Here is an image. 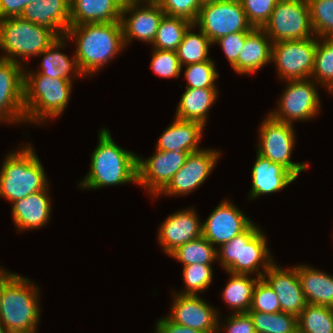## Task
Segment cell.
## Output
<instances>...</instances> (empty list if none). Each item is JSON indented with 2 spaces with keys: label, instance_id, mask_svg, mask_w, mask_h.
<instances>
[{
  "label": "cell",
  "instance_id": "cell-1",
  "mask_svg": "<svg viewBox=\"0 0 333 333\" xmlns=\"http://www.w3.org/2000/svg\"><path fill=\"white\" fill-rule=\"evenodd\" d=\"M65 37L76 42L74 55L84 77L92 76L125 48L120 21L69 26Z\"/></svg>",
  "mask_w": 333,
  "mask_h": 333
},
{
  "label": "cell",
  "instance_id": "cell-2",
  "mask_svg": "<svg viewBox=\"0 0 333 333\" xmlns=\"http://www.w3.org/2000/svg\"><path fill=\"white\" fill-rule=\"evenodd\" d=\"M98 137V145L91 154L89 172L80 181V188L95 190L129 182L138 183V155L117 145L106 128L99 130Z\"/></svg>",
  "mask_w": 333,
  "mask_h": 333
},
{
  "label": "cell",
  "instance_id": "cell-3",
  "mask_svg": "<svg viewBox=\"0 0 333 333\" xmlns=\"http://www.w3.org/2000/svg\"><path fill=\"white\" fill-rule=\"evenodd\" d=\"M14 274L0 296V322L12 333H36L40 321L39 288L30 279Z\"/></svg>",
  "mask_w": 333,
  "mask_h": 333
},
{
  "label": "cell",
  "instance_id": "cell-4",
  "mask_svg": "<svg viewBox=\"0 0 333 333\" xmlns=\"http://www.w3.org/2000/svg\"><path fill=\"white\" fill-rule=\"evenodd\" d=\"M217 248V260L228 273L250 274L262 278L274 263L267 246L266 236L255 223L244 232ZM264 270L260 272V268Z\"/></svg>",
  "mask_w": 333,
  "mask_h": 333
},
{
  "label": "cell",
  "instance_id": "cell-5",
  "mask_svg": "<svg viewBox=\"0 0 333 333\" xmlns=\"http://www.w3.org/2000/svg\"><path fill=\"white\" fill-rule=\"evenodd\" d=\"M73 81L24 73V121L42 124L60 116L70 99Z\"/></svg>",
  "mask_w": 333,
  "mask_h": 333
},
{
  "label": "cell",
  "instance_id": "cell-6",
  "mask_svg": "<svg viewBox=\"0 0 333 333\" xmlns=\"http://www.w3.org/2000/svg\"><path fill=\"white\" fill-rule=\"evenodd\" d=\"M18 150L9 152L0 170V197L10 202L44 190L49 185L33 146L23 145Z\"/></svg>",
  "mask_w": 333,
  "mask_h": 333
},
{
  "label": "cell",
  "instance_id": "cell-7",
  "mask_svg": "<svg viewBox=\"0 0 333 333\" xmlns=\"http://www.w3.org/2000/svg\"><path fill=\"white\" fill-rule=\"evenodd\" d=\"M58 37L50 30L40 27L21 16L0 20V49L6 53L0 58L25 67L21 59L38 56ZM19 57V59H18Z\"/></svg>",
  "mask_w": 333,
  "mask_h": 333
},
{
  "label": "cell",
  "instance_id": "cell-8",
  "mask_svg": "<svg viewBox=\"0 0 333 333\" xmlns=\"http://www.w3.org/2000/svg\"><path fill=\"white\" fill-rule=\"evenodd\" d=\"M259 127L257 153L271 162L281 164L296 178L307 170V163L292 162V150L295 147V130L292 124L274 120L270 115Z\"/></svg>",
  "mask_w": 333,
  "mask_h": 333
},
{
  "label": "cell",
  "instance_id": "cell-9",
  "mask_svg": "<svg viewBox=\"0 0 333 333\" xmlns=\"http://www.w3.org/2000/svg\"><path fill=\"white\" fill-rule=\"evenodd\" d=\"M262 29L273 43L314 37L307 0H279Z\"/></svg>",
  "mask_w": 333,
  "mask_h": 333
},
{
  "label": "cell",
  "instance_id": "cell-10",
  "mask_svg": "<svg viewBox=\"0 0 333 333\" xmlns=\"http://www.w3.org/2000/svg\"><path fill=\"white\" fill-rule=\"evenodd\" d=\"M317 84L312 78L288 80L278 100V108L269 115L277 121L292 124L307 121L319 114L320 98Z\"/></svg>",
  "mask_w": 333,
  "mask_h": 333
},
{
  "label": "cell",
  "instance_id": "cell-11",
  "mask_svg": "<svg viewBox=\"0 0 333 333\" xmlns=\"http://www.w3.org/2000/svg\"><path fill=\"white\" fill-rule=\"evenodd\" d=\"M214 43L219 38L237 32H251L240 0H222L202 6L194 23Z\"/></svg>",
  "mask_w": 333,
  "mask_h": 333
},
{
  "label": "cell",
  "instance_id": "cell-12",
  "mask_svg": "<svg viewBox=\"0 0 333 333\" xmlns=\"http://www.w3.org/2000/svg\"><path fill=\"white\" fill-rule=\"evenodd\" d=\"M316 47L317 36L274 42L271 62L275 63L280 79L288 81L311 78Z\"/></svg>",
  "mask_w": 333,
  "mask_h": 333
},
{
  "label": "cell",
  "instance_id": "cell-13",
  "mask_svg": "<svg viewBox=\"0 0 333 333\" xmlns=\"http://www.w3.org/2000/svg\"><path fill=\"white\" fill-rule=\"evenodd\" d=\"M147 159L138 156V183L149 191L152 198L168 185L175 173L184 165L190 153L185 151H159Z\"/></svg>",
  "mask_w": 333,
  "mask_h": 333
},
{
  "label": "cell",
  "instance_id": "cell-14",
  "mask_svg": "<svg viewBox=\"0 0 333 333\" xmlns=\"http://www.w3.org/2000/svg\"><path fill=\"white\" fill-rule=\"evenodd\" d=\"M142 4L143 6L141 2H129L122 6L120 22L125 47L131 43L132 39L152 45L162 18L165 16L156 1L142 2Z\"/></svg>",
  "mask_w": 333,
  "mask_h": 333
},
{
  "label": "cell",
  "instance_id": "cell-15",
  "mask_svg": "<svg viewBox=\"0 0 333 333\" xmlns=\"http://www.w3.org/2000/svg\"><path fill=\"white\" fill-rule=\"evenodd\" d=\"M220 151L202 149L190 153L184 165L175 173L168 185L158 194L183 196L202 185L213 171Z\"/></svg>",
  "mask_w": 333,
  "mask_h": 333
},
{
  "label": "cell",
  "instance_id": "cell-16",
  "mask_svg": "<svg viewBox=\"0 0 333 333\" xmlns=\"http://www.w3.org/2000/svg\"><path fill=\"white\" fill-rule=\"evenodd\" d=\"M171 313L167 317L176 324L203 333H220L218 310L202 300L199 295H183L173 292ZM221 326V327H220Z\"/></svg>",
  "mask_w": 333,
  "mask_h": 333
},
{
  "label": "cell",
  "instance_id": "cell-17",
  "mask_svg": "<svg viewBox=\"0 0 333 333\" xmlns=\"http://www.w3.org/2000/svg\"><path fill=\"white\" fill-rule=\"evenodd\" d=\"M24 66L0 58V122L24 121Z\"/></svg>",
  "mask_w": 333,
  "mask_h": 333
},
{
  "label": "cell",
  "instance_id": "cell-18",
  "mask_svg": "<svg viewBox=\"0 0 333 333\" xmlns=\"http://www.w3.org/2000/svg\"><path fill=\"white\" fill-rule=\"evenodd\" d=\"M239 209L228 200L218 204L205 222L202 223V236L213 246L219 247L244 232L253 221Z\"/></svg>",
  "mask_w": 333,
  "mask_h": 333
},
{
  "label": "cell",
  "instance_id": "cell-19",
  "mask_svg": "<svg viewBox=\"0 0 333 333\" xmlns=\"http://www.w3.org/2000/svg\"><path fill=\"white\" fill-rule=\"evenodd\" d=\"M262 278L277 294L282 312L298 316L308 304L297 275V265L284 269L274 262Z\"/></svg>",
  "mask_w": 333,
  "mask_h": 333
},
{
  "label": "cell",
  "instance_id": "cell-20",
  "mask_svg": "<svg viewBox=\"0 0 333 333\" xmlns=\"http://www.w3.org/2000/svg\"><path fill=\"white\" fill-rule=\"evenodd\" d=\"M192 207L176 211L161 223L158 240L166 254L176 248L202 236V223Z\"/></svg>",
  "mask_w": 333,
  "mask_h": 333
},
{
  "label": "cell",
  "instance_id": "cell-21",
  "mask_svg": "<svg viewBox=\"0 0 333 333\" xmlns=\"http://www.w3.org/2000/svg\"><path fill=\"white\" fill-rule=\"evenodd\" d=\"M70 5V0H36L20 16L61 38L70 26Z\"/></svg>",
  "mask_w": 333,
  "mask_h": 333
},
{
  "label": "cell",
  "instance_id": "cell-22",
  "mask_svg": "<svg viewBox=\"0 0 333 333\" xmlns=\"http://www.w3.org/2000/svg\"><path fill=\"white\" fill-rule=\"evenodd\" d=\"M48 187L12 202V217L18 231L45 226L51 218V199Z\"/></svg>",
  "mask_w": 333,
  "mask_h": 333
},
{
  "label": "cell",
  "instance_id": "cell-23",
  "mask_svg": "<svg viewBox=\"0 0 333 333\" xmlns=\"http://www.w3.org/2000/svg\"><path fill=\"white\" fill-rule=\"evenodd\" d=\"M256 155V161L251 172L252 188L249 200L278 192L295 181L296 177L281 164L271 162L258 153Z\"/></svg>",
  "mask_w": 333,
  "mask_h": 333
},
{
  "label": "cell",
  "instance_id": "cell-24",
  "mask_svg": "<svg viewBox=\"0 0 333 333\" xmlns=\"http://www.w3.org/2000/svg\"><path fill=\"white\" fill-rule=\"evenodd\" d=\"M204 127L196 121L182 120L175 117L158 139L159 151H185L194 153L202 150L198 145L202 139Z\"/></svg>",
  "mask_w": 333,
  "mask_h": 333
},
{
  "label": "cell",
  "instance_id": "cell-25",
  "mask_svg": "<svg viewBox=\"0 0 333 333\" xmlns=\"http://www.w3.org/2000/svg\"><path fill=\"white\" fill-rule=\"evenodd\" d=\"M70 26L120 21L122 0H70Z\"/></svg>",
  "mask_w": 333,
  "mask_h": 333
},
{
  "label": "cell",
  "instance_id": "cell-26",
  "mask_svg": "<svg viewBox=\"0 0 333 333\" xmlns=\"http://www.w3.org/2000/svg\"><path fill=\"white\" fill-rule=\"evenodd\" d=\"M272 40L262 28H254L238 55V74H250L271 63Z\"/></svg>",
  "mask_w": 333,
  "mask_h": 333
},
{
  "label": "cell",
  "instance_id": "cell-27",
  "mask_svg": "<svg viewBox=\"0 0 333 333\" xmlns=\"http://www.w3.org/2000/svg\"><path fill=\"white\" fill-rule=\"evenodd\" d=\"M297 275L308 304L333 308V275L306 264L297 265Z\"/></svg>",
  "mask_w": 333,
  "mask_h": 333
},
{
  "label": "cell",
  "instance_id": "cell-28",
  "mask_svg": "<svg viewBox=\"0 0 333 333\" xmlns=\"http://www.w3.org/2000/svg\"><path fill=\"white\" fill-rule=\"evenodd\" d=\"M66 41H69V39L65 36L58 38L45 51L37 56H43L40 67H38L39 71L31 72V70L29 71L26 67H24V73H41L42 75L50 78L67 79L70 81H72V79L76 76H83L78 68L75 55H73L70 59L68 55L59 51L60 48L63 49ZM72 74L74 77H72Z\"/></svg>",
  "mask_w": 333,
  "mask_h": 333
},
{
  "label": "cell",
  "instance_id": "cell-29",
  "mask_svg": "<svg viewBox=\"0 0 333 333\" xmlns=\"http://www.w3.org/2000/svg\"><path fill=\"white\" fill-rule=\"evenodd\" d=\"M217 97V88H186L178 103L175 117L196 121L205 126L208 120V111L215 104Z\"/></svg>",
  "mask_w": 333,
  "mask_h": 333
},
{
  "label": "cell",
  "instance_id": "cell-30",
  "mask_svg": "<svg viewBox=\"0 0 333 333\" xmlns=\"http://www.w3.org/2000/svg\"><path fill=\"white\" fill-rule=\"evenodd\" d=\"M229 275L231 278L222 291V298L226 305L233 309V314L248 313L255 285L260 278H251L250 274L229 273Z\"/></svg>",
  "mask_w": 333,
  "mask_h": 333
},
{
  "label": "cell",
  "instance_id": "cell-31",
  "mask_svg": "<svg viewBox=\"0 0 333 333\" xmlns=\"http://www.w3.org/2000/svg\"><path fill=\"white\" fill-rule=\"evenodd\" d=\"M194 27H197L194 23L188 27L176 50L182 68L183 65L205 62L211 59L208 56V51L213 43L200 29L198 33L192 32Z\"/></svg>",
  "mask_w": 333,
  "mask_h": 333
},
{
  "label": "cell",
  "instance_id": "cell-32",
  "mask_svg": "<svg viewBox=\"0 0 333 333\" xmlns=\"http://www.w3.org/2000/svg\"><path fill=\"white\" fill-rule=\"evenodd\" d=\"M217 248L205 237L201 236L179 246L169 256L181 262L183 266L190 264H214L213 262L217 260Z\"/></svg>",
  "mask_w": 333,
  "mask_h": 333
},
{
  "label": "cell",
  "instance_id": "cell-33",
  "mask_svg": "<svg viewBox=\"0 0 333 333\" xmlns=\"http://www.w3.org/2000/svg\"><path fill=\"white\" fill-rule=\"evenodd\" d=\"M298 333H333V308L307 304L297 316Z\"/></svg>",
  "mask_w": 333,
  "mask_h": 333
},
{
  "label": "cell",
  "instance_id": "cell-34",
  "mask_svg": "<svg viewBox=\"0 0 333 333\" xmlns=\"http://www.w3.org/2000/svg\"><path fill=\"white\" fill-rule=\"evenodd\" d=\"M318 39L311 78L333 94V38Z\"/></svg>",
  "mask_w": 333,
  "mask_h": 333
},
{
  "label": "cell",
  "instance_id": "cell-35",
  "mask_svg": "<svg viewBox=\"0 0 333 333\" xmlns=\"http://www.w3.org/2000/svg\"><path fill=\"white\" fill-rule=\"evenodd\" d=\"M191 24L193 23L184 18L165 15L158 27L152 46L155 49L176 51L185 31Z\"/></svg>",
  "mask_w": 333,
  "mask_h": 333
},
{
  "label": "cell",
  "instance_id": "cell-36",
  "mask_svg": "<svg viewBox=\"0 0 333 333\" xmlns=\"http://www.w3.org/2000/svg\"><path fill=\"white\" fill-rule=\"evenodd\" d=\"M256 333H298L297 316L291 313L248 312Z\"/></svg>",
  "mask_w": 333,
  "mask_h": 333
},
{
  "label": "cell",
  "instance_id": "cell-37",
  "mask_svg": "<svg viewBox=\"0 0 333 333\" xmlns=\"http://www.w3.org/2000/svg\"><path fill=\"white\" fill-rule=\"evenodd\" d=\"M307 3L314 34L333 38V0H307Z\"/></svg>",
  "mask_w": 333,
  "mask_h": 333
},
{
  "label": "cell",
  "instance_id": "cell-38",
  "mask_svg": "<svg viewBox=\"0 0 333 333\" xmlns=\"http://www.w3.org/2000/svg\"><path fill=\"white\" fill-rule=\"evenodd\" d=\"M185 289L177 294L198 295L205 291L213 280L212 264H190L183 267Z\"/></svg>",
  "mask_w": 333,
  "mask_h": 333
},
{
  "label": "cell",
  "instance_id": "cell-39",
  "mask_svg": "<svg viewBox=\"0 0 333 333\" xmlns=\"http://www.w3.org/2000/svg\"><path fill=\"white\" fill-rule=\"evenodd\" d=\"M215 66L212 59L186 65L184 75L188 83L185 88H216L215 81L219 78V73Z\"/></svg>",
  "mask_w": 333,
  "mask_h": 333
},
{
  "label": "cell",
  "instance_id": "cell-40",
  "mask_svg": "<svg viewBox=\"0 0 333 333\" xmlns=\"http://www.w3.org/2000/svg\"><path fill=\"white\" fill-rule=\"evenodd\" d=\"M249 312H281L277 294L263 278H260L255 285Z\"/></svg>",
  "mask_w": 333,
  "mask_h": 333
},
{
  "label": "cell",
  "instance_id": "cell-41",
  "mask_svg": "<svg viewBox=\"0 0 333 333\" xmlns=\"http://www.w3.org/2000/svg\"><path fill=\"white\" fill-rule=\"evenodd\" d=\"M150 67L163 78H179L182 67L176 51L153 48Z\"/></svg>",
  "mask_w": 333,
  "mask_h": 333
},
{
  "label": "cell",
  "instance_id": "cell-42",
  "mask_svg": "<svg viewBox=\"0 0 333 333\" xmlns=\"http://www.w3.org/2000/svg\"><path fill=\"white\" fill-rule=\"evenodd\" d=\"M249 23L254 28H263L269 21L279 0H240Z\"/></svg>",
  "mask_w": 333,
  "mask_h": 333
},
{
  "label": "cell",
  "instance_id": "cell-43",
  "mask_svg": "<svg viewBox=\"0 0 333 333\" xmlns=\"http://www.w3.org/2000/svg\"><path fill=\"white\" fill-rule=\"evenodd\" d=\"M165 15L184 18L195 23L201 8L199 0H157Z\"/></svg>",
  "mask_w": 333,
  "mask_h": 333
},
{
  "label": "cell",
  "instance_id": "cell-44",
  "mask_svg": "<svg viewBox=\"0 0 333 333\" xmlns=\"http://www.w3.org/2000/svg\"><path fill=\"white\" fill-rule=\"evenodd\" d=\"M250 32H237L228 34L216 40L213 45L218 44L222 48L229 64L238 74V55L244 47L246 36Z\"/></svg>",
  "mask_w": 333,
  "mask_h": 333
},
{
  "label": "cell",
  "instance_id": "cell-45",
  "mask_svg": "<svg viewBox=\"0 0 333 333\" xmlns=\"http://www.w3.org/2000/svg\"><path fill=\"white\" fill-rule=\"evenodd\" d=\"M226 320L224 330L227 333H256L252 318L248 313H232Z\"/></svg>",
  "mask_w": 333,
  "mask_h": 333
},
{
  "label": "cell",
  "instance_id": "cell-46",
  "mask_svg": "<svg viewBox=\"0 0 333 333\" xmlns=\"http://www.w3.org/2000/svg\"><path fill=\"white\" fill-rule=\"evenodd\" d=\"M36 0H0V20L20 16L24 8Z\"/></svg>",
  "mask_w": 333,
  "mask_h": 333
},
{
  "label": "cell",
  "instance_id": "cell-47",
  "mask_svg": "<svg viewBox=\"0 0 333 333\" xmlns=\"http://www.w3.org/2000/svg\"><path fill=\"white\" fill-rule=\"evenodd\" d=\"M154 333H203L190 327L179 325L171 321L168 317H162L155 324Z\"/></svg>",
  "mask_w": 333,
  "mask_h": 333
},
{
  "label": "cell",
  "instance_id": "cell-48",
  "mask_svg": "<svg viewBox=\"0 0 333 333\" xmlns=\"http://www.w3.org/2000/svg\"><path fill=\"white\" fill-rule=\"evenodd\" d=\"M15 274V272L11 273L2 267H0V296H1V291L5 283Z\"/></svg>",
  "mask_w": 333,
  "mask_h": 333
},
{
  "label": "cell",
  "instance_id": "cell-49",
  "mask_svg": "<svg viewBox=\"0 0 333 333\" xmlns=\"http://www.w3.org/2000/svg\"><path fill=\"white\" fill-rule=\"evenodd\" d=\"M222 0H199L201 7L207 4H213Z\"/></svg>",
  "mask_w": 333,
  "mask_h": 333
},
{
  "label": "cell",
  "instance_id": "cell-50",
  "mask_svg": "<svg viewBox=\"0 0 333 333\" xmlns=\"http://www.w3.org/2000/svg\"><path fill=\"white\" fill-rule=\"evenodd\" d=\"M153 1H157V0H122L123 4L125 3H129V2H153Z\"/></svg>",
  "mask_w": 333,
  "mask_h": 333
},
{
  "label": "cell",
  "instance_id": "cell-51",
  "mask_svg": "<svg viewBox=\"0 0 333 333\" xmlns=\"http://www.w3.org/2000/svg\"><path fill=\"white\" fill-rule=\"evenodd\" d=\"M0 333H12L10 331H8L4 325L0 322Z\"/></svg>",
  "mask_w": 333,
  "mask_h": 333
}]
</instances>
